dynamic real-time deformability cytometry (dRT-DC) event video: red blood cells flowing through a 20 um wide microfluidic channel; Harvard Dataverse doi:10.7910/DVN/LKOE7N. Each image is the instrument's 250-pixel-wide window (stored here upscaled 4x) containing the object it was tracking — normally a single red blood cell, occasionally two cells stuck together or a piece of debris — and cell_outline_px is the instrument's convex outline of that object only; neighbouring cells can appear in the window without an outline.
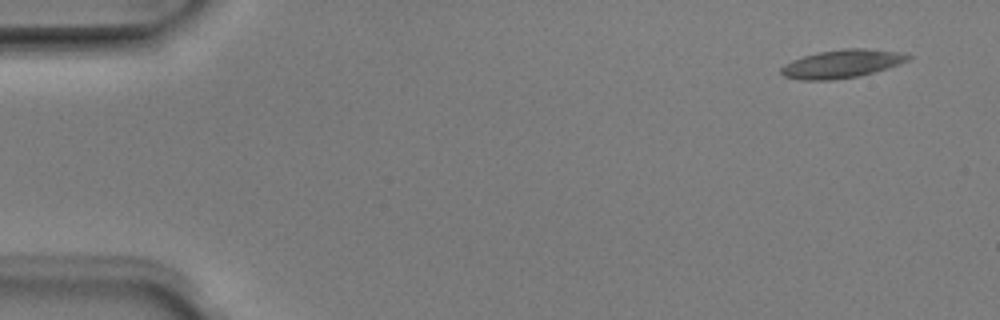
{"species": "Egyptian fruit bat (a non-hibernating species)", "species_latin": "Rousettus aegyptiacus", "temperature_condition": "room temperature", "stored_images_in_passage": 4, "camera_frame_rate_fps": 3000, "um_per_image_px": 0.085, "animal": {"sex": "male"}, "frame": {"image": 1, "passage_image": 1, "time_ms": 0.0, "image_size_px": [1000, 320], "cell_outline_px": [[912, 56], [908, 60], [900, 64], [888, 68], [860, 76], [832, 80], [800, 80], [784, 76], [780, 72], [780, 68], [784, 64], [792, 60], [816, 52], [844, 48], [864, 48], [908, 52]], "centroid_in_image_um": [71.6, 5.41], "position_along_channel_um": 13.4, "area_um2": 21.27}}
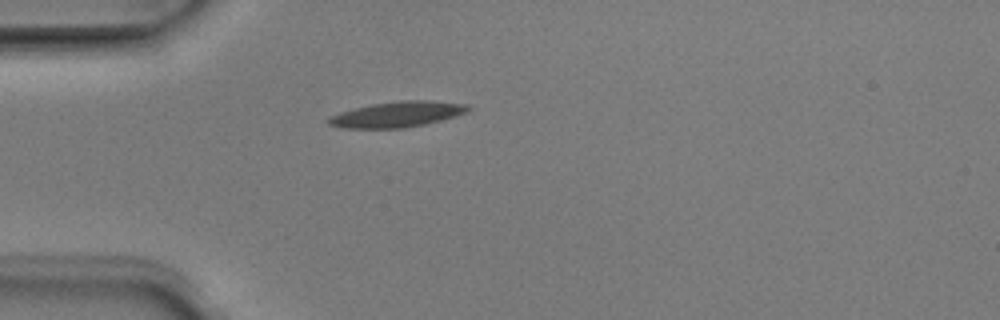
{"frame": {"image": 2, "passage_image": 4, "time_ms": 1.0, "image_size_px": [1000, 320], "cell_outline_px": [[472, 108], [468, 112], [456, 116], [424, 124], [404, 128], [340, 128], [328, 124], [328, 116], [340, 112], [372, 104], [400, 100], [432, 100], [468, 104]], "centroid_in_image_um": [33.79, 9.71], "position_along_channel_um": 51.2, "area_um2": 20.92}}